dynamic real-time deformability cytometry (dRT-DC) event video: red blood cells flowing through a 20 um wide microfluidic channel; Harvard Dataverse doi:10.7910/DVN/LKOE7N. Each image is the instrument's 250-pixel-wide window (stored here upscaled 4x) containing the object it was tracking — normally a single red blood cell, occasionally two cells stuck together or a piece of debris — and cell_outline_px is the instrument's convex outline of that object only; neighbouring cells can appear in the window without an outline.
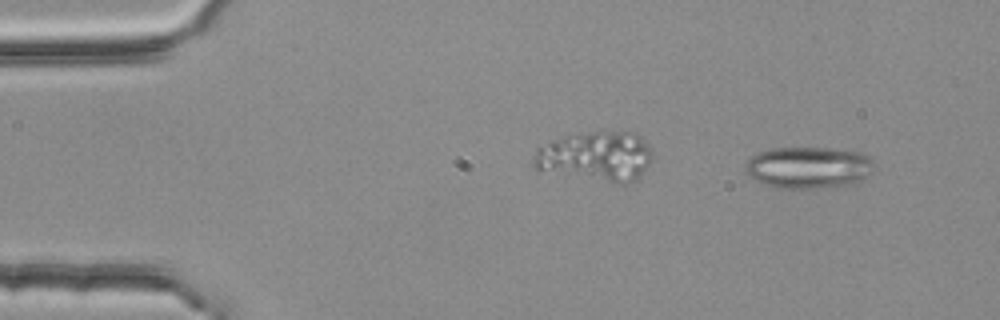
{"species": "common noctule bat (a hibernating species)", "species_latin": "Nyctalus noctula", "temperature_condition": "room temperature", "stored_images_in_passage": 46, "camera_frame_rate_fps": 3000, "um_per_image_px": 0.085, "animal": {"sex": "female", "body_mass_g": 25.1}, "frame": {"image": 1, "passage_image": 2, "time_ms": 0.333, "image_size_px": [1000, 320], "cell_outline_px": [[876, 168], [868, 176], [852, 184], [824, 188], [776, 188], [764, 184], [748, 176], [744, 168], [744, 164], [752, 156], [760, 152], [772, 148], [824, 148], [864, 152], [876, 164]], "centroid_in_image_um": [68.75, 14.24], "position_along_channel_um": 16.2, "area_um2": 31.67}}
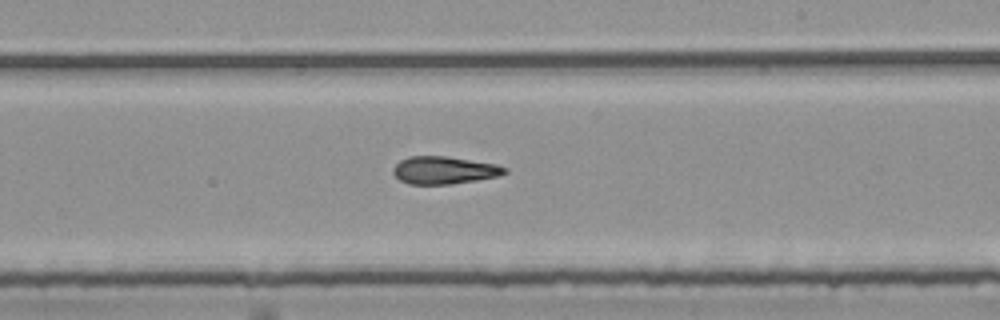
{"frame": {"image": 2, "passage_image": 29, "time_ms": 9.333, "image_size_px": [1000, 320], "cell_outline_px": [[508, 172], [500, 176], [452, 184], [408, 184], [400, 180], [392, 172], [392, 168], [400, 160], [408, 156], [448, 156], [496, 164], [508, 168]], "centroid_in_image_um": [37.76, 14.46], "position_along_channel_um": 251.2, "area_um2": 18.09}}
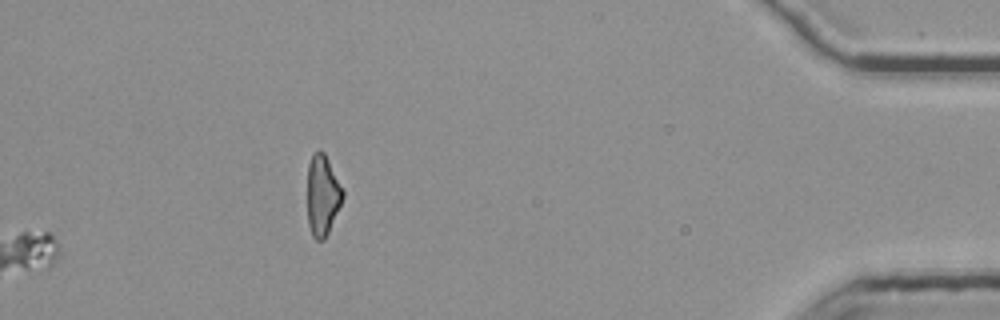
{"frame": {"image": 3, "passage_image": 46, "time_ms": 15.0, "image_size_px": [1000, 320], "cell_outline_px": [[344, 196], [328, 232], [324, 240], [316, 240], [312, 236], [308, 224], [308, 164], [312, 152], [320, 148], [324, 152], [344, 188]], "centroid_in_image_um": [27.42, 16.54], "position_along_channel_um": 407.8, "area_um2": 16.82}, "authors_computed_cell_mechanics": {"area_um2": 18.4093, "velocity_mm_per_s": 3.7791, "shape_relaxation_time_tau1_ms": null, "shape_relaxation_time_tau2_ms": 4.2245, "deformation_change_tau1": null, "deformation_change_tau2": 0.146}}